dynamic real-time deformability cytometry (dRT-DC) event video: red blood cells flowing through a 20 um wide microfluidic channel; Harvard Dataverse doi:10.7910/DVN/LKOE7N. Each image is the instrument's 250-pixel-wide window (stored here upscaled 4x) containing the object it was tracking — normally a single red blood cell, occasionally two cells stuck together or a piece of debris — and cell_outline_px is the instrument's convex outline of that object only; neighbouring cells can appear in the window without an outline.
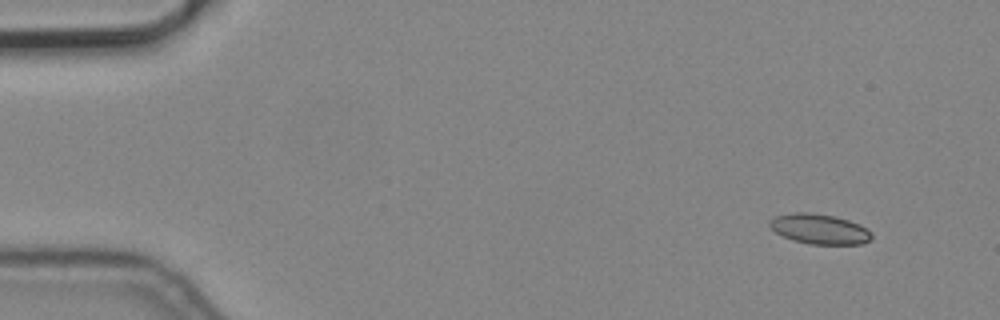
{"species": "common noctule bat (a hibernating species)", "species_latin": "Nyctalus noctula", "temperature_condition": "cold", "stored_images_in_passage": 5, "camera_frame_rate_fps": 3000, "um_per_image_px": 0.085, "animal": {"sex": "male", "body_mass_g": 19.2, "forearm_length_mm": 51.8}, "frame": {"image": 1, "passage_image": 1, "time_ms": 0.0, "image_size_px": [1000, 320], "cell_outline_px": [[872, 240], [860, 244], [808, 244], [792, 240], [776, 232], [768, 224], [768, 220], [776, 216], [792, 212], [808, 212], [836, 216], [860, 224], [872, 232]], "centroid_in_image_um": [69.67, 19.46], "position_along_channel_um": 15.3, "area_um2": 18.03}}
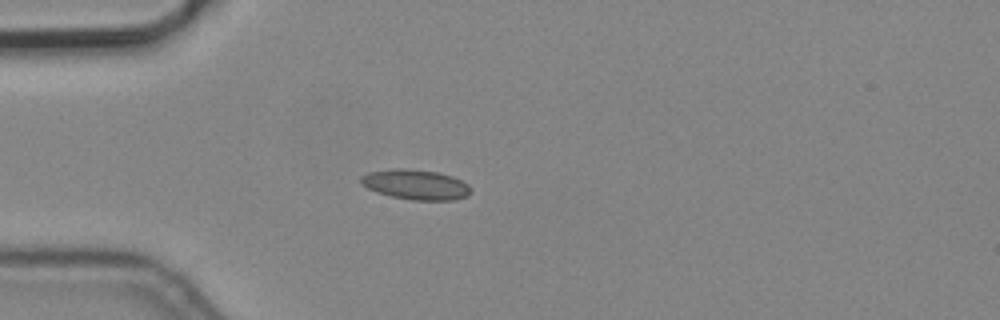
{"frame": {"image": 2, "passage_image": 4, "time_ms": 1.0, "image_size_px": [1000, 320], "cell_outline_px": [[472, 188], [468, 196], [456, 200], [412, 200], [392, 196], [376, 192], [360, 184], [360, 176], [368, 172], [392, 168], [404, 168], [436, 172], [452, 176], [468, 184]], "centroid_in_image_um": [35.33, 15.69], "position_along_channel_um": 49.7, "area_um2": 19.36}}